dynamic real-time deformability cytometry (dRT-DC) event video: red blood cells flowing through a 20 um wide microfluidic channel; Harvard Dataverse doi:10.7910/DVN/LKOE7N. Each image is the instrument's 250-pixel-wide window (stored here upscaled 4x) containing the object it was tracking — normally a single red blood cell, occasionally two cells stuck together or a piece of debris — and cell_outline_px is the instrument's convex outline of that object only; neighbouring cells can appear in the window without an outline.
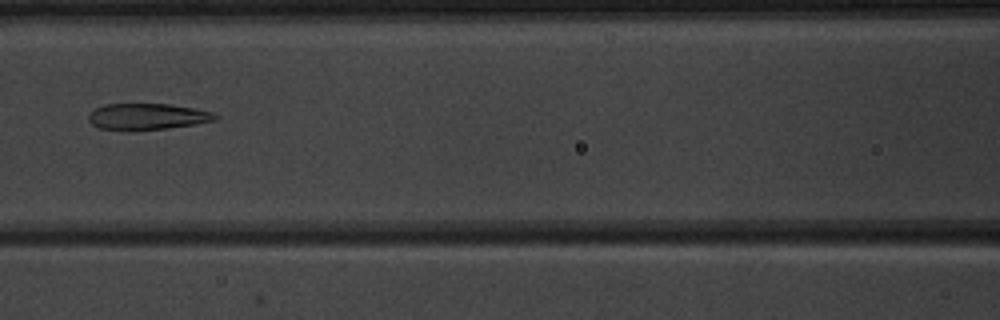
{"species": "common noctule bat (a hibernating species)", "species_latin": "Nyctalus noctula", "temperature_condition": "warm", "stored_images_in_passage": 4, "camera_frame_rate_fps": 3000, "um_per_image_px": 0.085, "animal": {"sex": "male", "body_mass_g": 20.1, "forearm_length_mm": 53.5}, "frame": {"image": 1, "passage_image": 3, "time_ms": 2.333, "image_size_px": [1000, 320], "cell_outline_px": [[220, 116], [216, 120], [196, 124], [168, 128], [128, 132], [100, 128], [92, 124], [88, 120], [88, 112], [104, 104], [168, 104], [196, 108], [212, 112]], "centroid_in_image_um": [12.5, 9.92], "position_along_channel_um": 154.1, "area_um2": 19.88}}
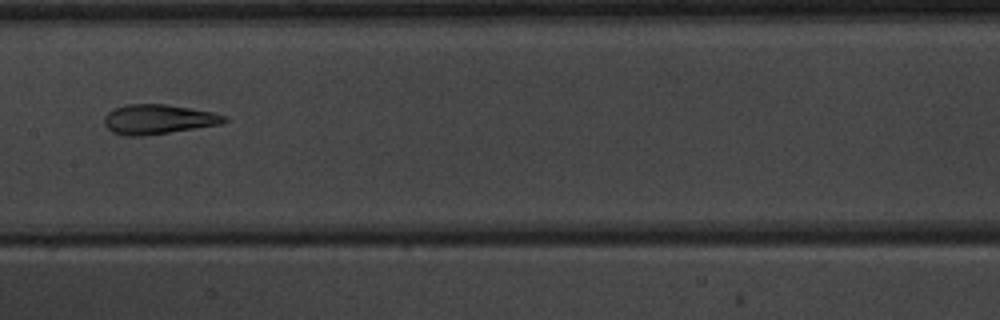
{"frame": {"image": 2, "passage_image": 4, "time_ms": 3.333, "image_size_px": [1000, 320], "cell_outline_px": [[228, 120], [224, 124], [144, 136], [124, 136], [112, 132], [104, 124], [104, 116], [112, 108], [128, 104], [164, 104], [212, 112], [224, 116]], "centroid_in_image_um": [13.41, 10.15], "position_along_channel_um": 194.0, "area_um2": 20.81}}